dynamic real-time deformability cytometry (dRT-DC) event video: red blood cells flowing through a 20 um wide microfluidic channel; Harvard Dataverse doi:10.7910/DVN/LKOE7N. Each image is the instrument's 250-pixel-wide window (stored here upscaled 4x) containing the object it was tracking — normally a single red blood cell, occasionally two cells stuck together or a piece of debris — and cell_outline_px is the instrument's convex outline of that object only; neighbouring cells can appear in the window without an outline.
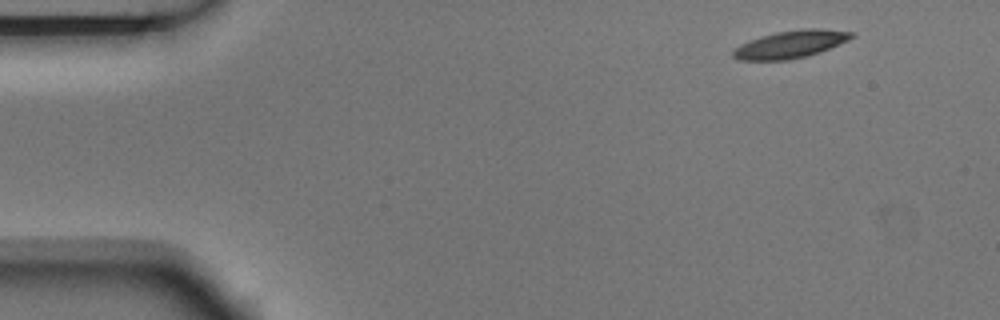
{"species": "Egyptian fruit bat (a non-hibernating species)", "species_latin": "Rousettus aegyptiacus", "temperature_condition": "room temperature", "stored_images_in_passage": 4, "segment_of_instrument_passage": [1, 2], "camera_frame_rate_fps": 3000, "um_per_image_px": 0.085, "animal": {"sex": "male"}, "frame": {"image": 1, "passage_image": 1, "time_ms": 0.0, "image_size_px": [1000, 320], "cell_outline_px": [[856, 36], [848, 40], [820, 52], [808, 56], [788, 60], [740, 60], [732, 56], [732, 52], [740, 44], [748, 40], [760, 36], [776, 32], [804, 28], [816, 28], [852, 32]], "centroid_in_image_um": [67.19, 3.76], "position_along_channel_um": 17.8, "area_um2": 19.02}}
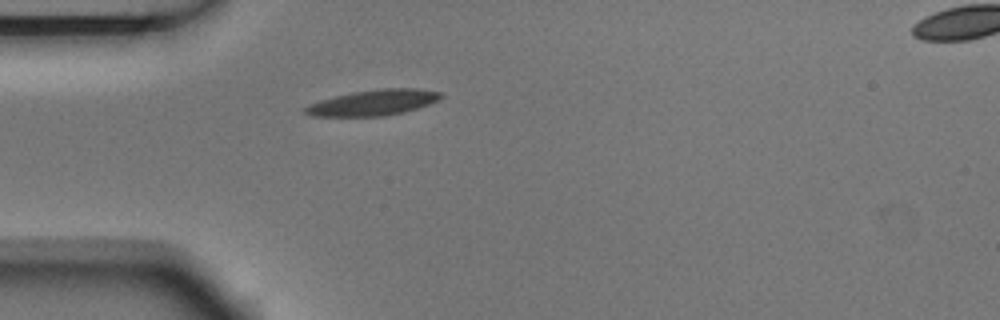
{"frame": {"image": 2, "passage_image": 3, "time_ms": 0.667, "image_size_px": [1000, 320], "cell_outline_px": [[444, 96], [440, 100], [404, 112], [384, 116], [312, 116], [304, 112], [300, 108], [308, 104], [320, 100], [352, 92], [380, 88], [416, 88], [440, 92]], "centroid_in_image_um": [31.71, 8.72], "position_along_channel_um": 53.3, "area_um2": 20.4}}